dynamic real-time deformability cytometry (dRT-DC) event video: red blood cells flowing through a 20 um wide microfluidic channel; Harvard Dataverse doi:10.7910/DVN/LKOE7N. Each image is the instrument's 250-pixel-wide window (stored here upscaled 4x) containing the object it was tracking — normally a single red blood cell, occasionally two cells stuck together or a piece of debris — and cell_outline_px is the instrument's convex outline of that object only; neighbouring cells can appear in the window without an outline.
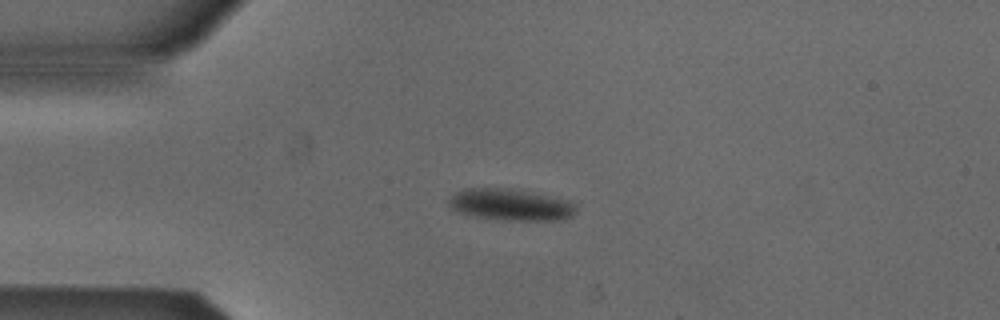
{"species": "Egyptian fruit bat (a non-hibernating species)", "species_latin": "Rousettus aegyptiacus", "temperature_condition": "cold", "stored_images_in_passage": 51, "camera_frame_rate_fps": 3000, "um_per_image_px": 0.085, "animal": {"sex": "male"}, "frame": {"image": 1, "passage_image": 11, "time_ms": 3.333, "image_size_px": [1000, 320], "cell_outline_px": [[576, 212], [572, 216], [564, 220], [504, 220], [472, 216], [460, 212], [452, 208], [448, 204], [448, 200], [456, 192], [464, 188], [520, 188], [568, 200], [576, 204]], "centroid_in_image_um": [43.45, 17.38], "position_along_channel_um": 41.5, "area_um2": 23.87}}
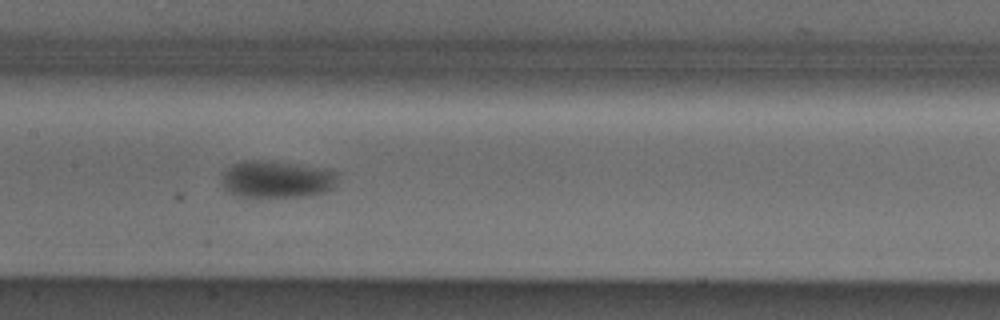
{"frame": {"image": 2, "passage_image": 24, "time_ms": 7.667, "image_size_px": [1000, 320], "cell_outline_px": [[336, 184], [332, 188], [324, 192], [304, 196], [240, 196], [228, 192], [224, 188], [224, 172], [232, 164], [248, 160], [268, 160], [296, 164], [336, 172]], "centroid_in_image_um": [23.5, 15.23], "position_along_channel_um": 183.9, "area_um2": 24.45}}
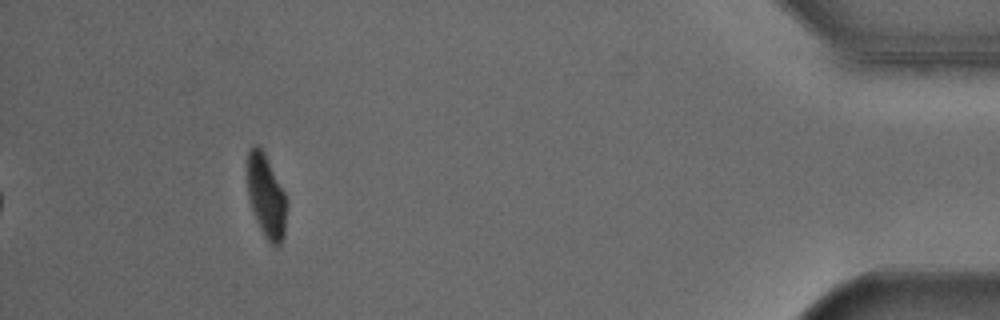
{"frame": {"image": 3, "passage_image": 47, "time_ms": 15.333, "image_size_px": [1000, 320], "cell_outline_px": [[288, 204], [284, 236], [280, 244], [272, 244], [264, 236], [256, 220], [248, 196], [248, 148], [252, 144], [256, 144], [264, 152], [288, 200]], "centroid_in_image_um": [22.64, 16.67], "position_along_channel_um": 412.6, "area_um2": 19.02}, "authors_computed_cell_mechanics": {"area_um2": 22.3108, "velocity_mm_per_s": 3.8441, "shape_relaxation_time_tau1_ms": 6.5095, "shape_relaxation_time_tau2_ms": null, "deformation_change_tau1": 0.1338, "deformation_change_tau2": null}}